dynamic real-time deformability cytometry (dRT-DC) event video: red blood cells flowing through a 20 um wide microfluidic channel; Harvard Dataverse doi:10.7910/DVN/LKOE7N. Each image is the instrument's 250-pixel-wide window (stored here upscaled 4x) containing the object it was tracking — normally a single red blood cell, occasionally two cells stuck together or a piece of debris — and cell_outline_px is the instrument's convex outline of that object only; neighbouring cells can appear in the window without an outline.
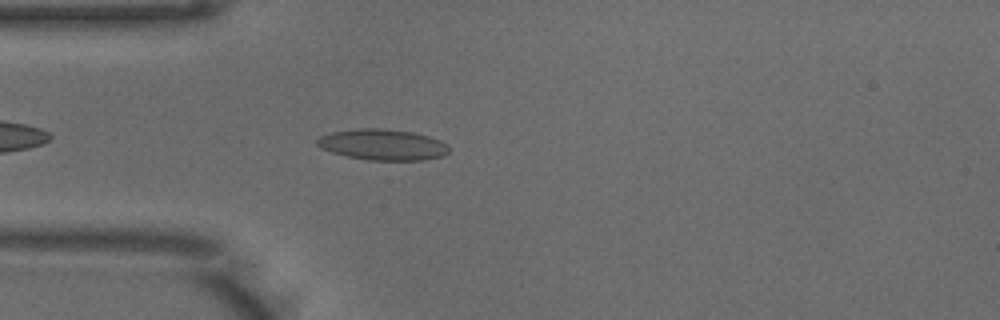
{"species": "common noctule bat (a hibernating species)", "species_latin": "Nyctalus noctula", "temperature_condition": "warm", "stored_images_in_passage": 40, "camera_frame_rate_fps": 3000, "um_per_image_px": 0.085, "animal": {"sex": "male", "body_mass_g": 18.8}, "frame": {"image": 1, "passage_image": 4, "time_ms": 1.0, "image_size_px": [1000, 320], "cell_outline_px": [[448, 152], [444, 156], [424, 160], [368, 160], [348, 156], [332, 152], [320, 148], [316, 144], [316, 140], [320, 136], [332, 132], [360, 128], [380, 128], [412, 132], [428, 136], [440, 140], [448, 144]], "centroid_in_image_um": [32.53, 12.3], "position_along_channel_um": 52.5, "area_um2": 23.76}}
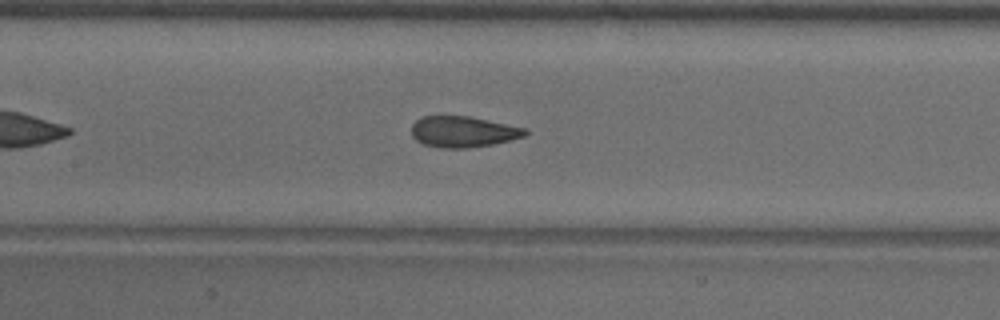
{"frame": {"image": 2, "passage_image": 13, "time_ms": 4.0, "image_size_px": [1000, 320], "cell_outline_px": [[528, 132], [524, 136], [492, 144], [468, 148], [436, 148], [424, 144], [416, 140], [412, 136], [412, 124], [420, 116], [472, 116], [528, 128]], "centroid_in_image_um": [39.36, 11.19], "position_along_channel_um": 168.0, "area_um2": 20.75}}
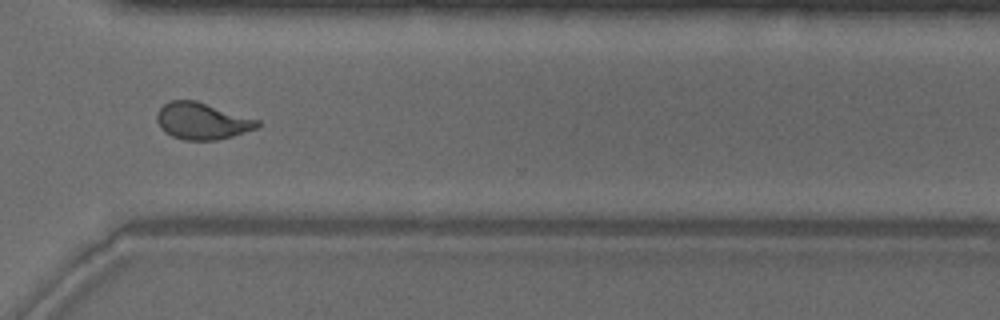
{"frame": {"image": 3, "passage_image": 27, "time_ms": 8.667, "image_size_px": [1000, 320], "cell_outline_px": [[260, 128], [232, 136], [216, 140], [184, 140], [172, 136], [164, 132], [160, 128], [156, 120], [156, 116], [160, 108], [164, 104], [172, 100], [196, 100], [260, 120]], "centroid_in_image_um": [17.19, 10.29], "position_along_channel_um": 353.4, "area_um2": 21.68}, "authors_computed_cell_mechanics": {"area_um2": 21.2993, "velocity_mm_per_s": 3.9738, "shape_relaxation_time_tau1_ms": 8.2902, "shape_relaxation_time_tau2_ms": 0.9759, "deformation_change_tau1": 0.2174, "deformation_change_tau2": 0.0782}}